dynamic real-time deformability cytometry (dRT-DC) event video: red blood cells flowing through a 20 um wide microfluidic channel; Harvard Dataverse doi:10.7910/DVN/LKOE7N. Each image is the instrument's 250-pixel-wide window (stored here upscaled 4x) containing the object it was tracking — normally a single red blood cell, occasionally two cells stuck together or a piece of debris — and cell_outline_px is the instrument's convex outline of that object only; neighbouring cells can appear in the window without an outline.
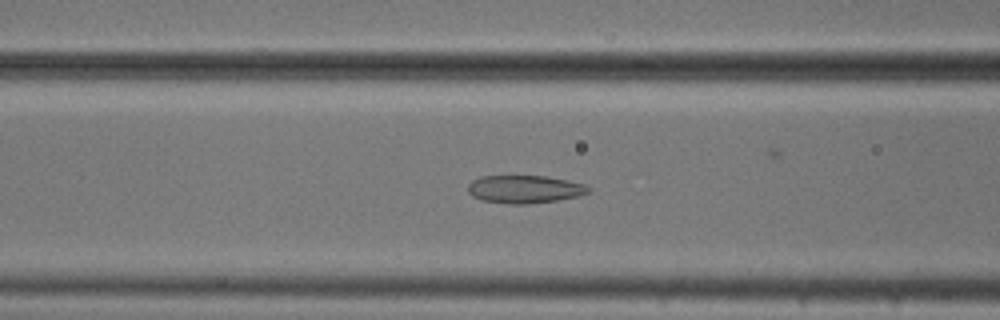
{"species": "common noctule bat (a hibernating species)", "species_latin": "Nyctalus noctula", "temperature_condition": "cold", "stored_images_in_passage": 25, "camera_frame_rate_fps": 3000, "um_per_image_px": 0.085, "animal": {"sex": "male", "body_mass_g": 20.5, "forearm_length_mm": 52.5}, "frame": {"image": 1, "passage_image": 17, "time_ms": 5.333, "image_size_px": [1000, 320], "cell_outline_px": [[588, 192], [580, 196], [556, 200], [528, 204], [508, 204], [480, 200], [472, 196], [468, 192], [468, 184], [472, 180], [480, 176], [548, 176], [568, 180], [584, 184], [588, 188]], "centroid_in_image_um": [44.55, 16.08], "position_along_channel_um": 122.1, "area_um2": 19.65}}
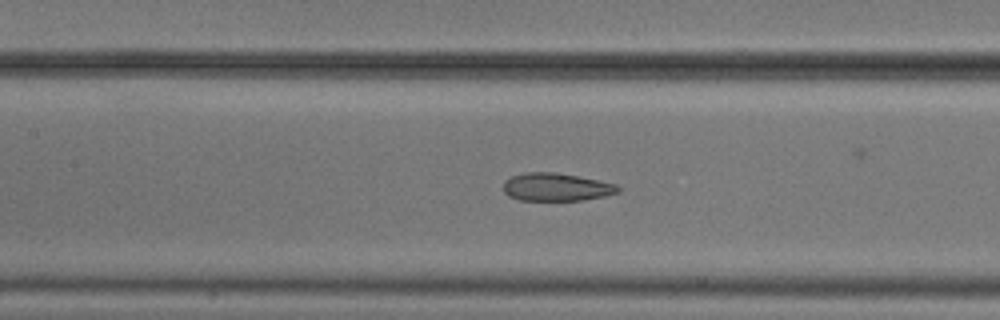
{"frame": {"image": 2, "passage_image": 20, "time_ms": 6.333, "image_size_px": [1000, 320], "cell_outline_px": [[620, 192], [604, 196], [584, 200], [520, 200], [508, 196], [504, 192], [504, 180], [512, 176], [524, 172], [556, 172], [616, 184], [620, 188]], "centroid_in_image_um": [47.26, 15.9], "position_along_channel_um": 160.1, "area_um2": 18.61}}
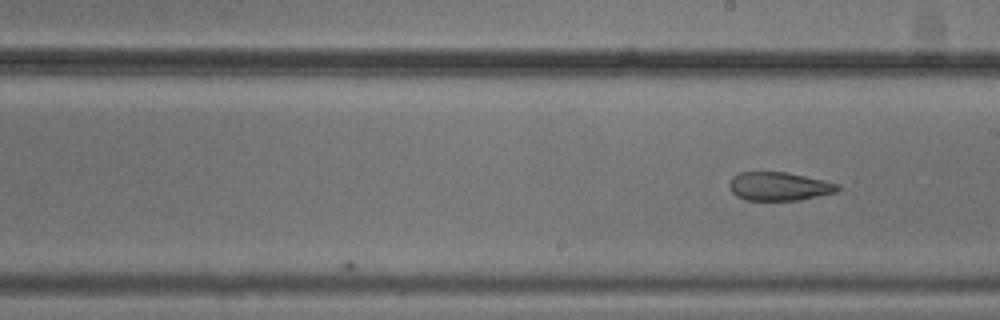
{"frame": {"image": 3, "passage_image": 25, "time_ms": 8.0, "image_size_px": [1000, 320], "cell_outline_px": [[840, 188], [836, 192], [800, 200], [744, 200], [736, 196], [728, 188], [728, 184], [732, 176], [740, 172], [788, 172], [824, 180], [840, 184]], "centroid_in_image_um": [66.2, 15.84], "position_along_channel_um": 222.8, "area_um2": 18.21}}